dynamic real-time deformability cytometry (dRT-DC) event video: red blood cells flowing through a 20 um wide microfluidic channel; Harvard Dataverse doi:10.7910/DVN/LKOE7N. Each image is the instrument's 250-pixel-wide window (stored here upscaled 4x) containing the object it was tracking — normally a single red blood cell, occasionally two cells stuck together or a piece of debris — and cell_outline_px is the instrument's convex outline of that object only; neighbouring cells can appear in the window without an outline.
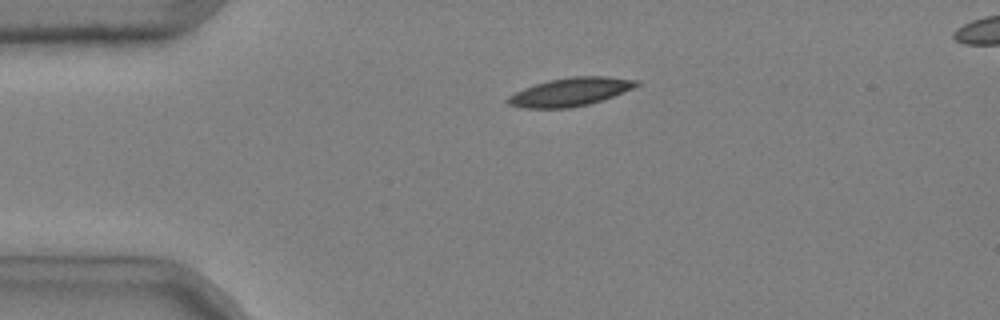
{"species": "common noctule bat (a hibernating species)", "species_latin": "Nyctalus noctula", "temperature_condition": "cold", "stored_images_in_passage": 38, "camera_frame_rate_fps": 3000, "um_per_image_px": 0.085, "animal": {"sex": "male", "body_mass_g": 20.4}, "frame": {"image": 1, "passage_image": 3, "time_ms": 0.667, "image_size_px": [1000, 320], "cell_outline_px": [[640, 84], [632, 88], [612, 96], [588, 104], [568, 108], [520, 108], [508, 104], [504, 100], [508, 96], [524, 88], [548, 80], [572, 76], [608, 76], [640, 80]], "centroid_in_image_um": [48.45, 7.8], "position_along_channel_um": 36.6, "area_um2": 21.15}}
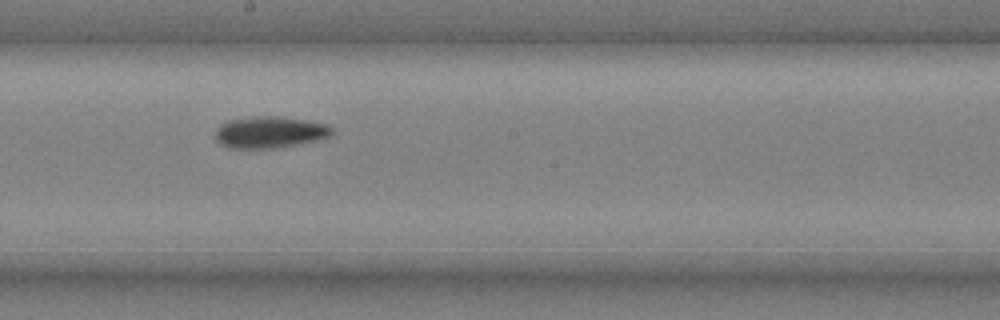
{"frame": {"image": 2, "passage_image": 21, "time_ms": 6.667, "image_size_px": [1000, 320], "cell_outline_px": [[332, 132], [328, 136], [320, 140], [276, 148], [228, 148], [220, 144], [216, 140], [216, 128], [220, 124], [228, 120], [252, 116], [276, 116], [308, 120], [328, 124], [332, 128]], "centroid_in_image_um": [22.92, 11.23], "position_along_channel_um": 225.3, "area_um2": 21.68}}
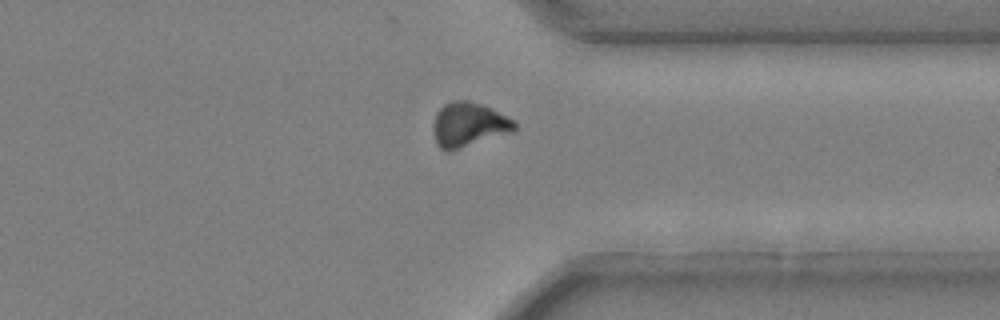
{"frame": {"image": 3, "passage_image": 33, "time_ms": 10.667, "image_size_px": [1000, 320], "cell_outline_px": [[516, 128], [512, 132], [448, 152], [440, 148], [436, 144], [436, 112], [444, 104], [452, 100], [468, 100], [484, 104], [516, 120]], "centroid_in_image_um": [39.9, 10.57], "position_along_channel_um": 371.5, "area_um2": 20.92}, "authors_computed_cell_mechanics": {"area_um2": 20.9236, "velocity_mm_per_s": 3.6914, "shape_relaxation_time_tau1_ms": 3.3152, "shape_relaxation_time_tau2_ms": null, "deformation_change_tau1": 0.1292, "deformation_change_tau2": null}}